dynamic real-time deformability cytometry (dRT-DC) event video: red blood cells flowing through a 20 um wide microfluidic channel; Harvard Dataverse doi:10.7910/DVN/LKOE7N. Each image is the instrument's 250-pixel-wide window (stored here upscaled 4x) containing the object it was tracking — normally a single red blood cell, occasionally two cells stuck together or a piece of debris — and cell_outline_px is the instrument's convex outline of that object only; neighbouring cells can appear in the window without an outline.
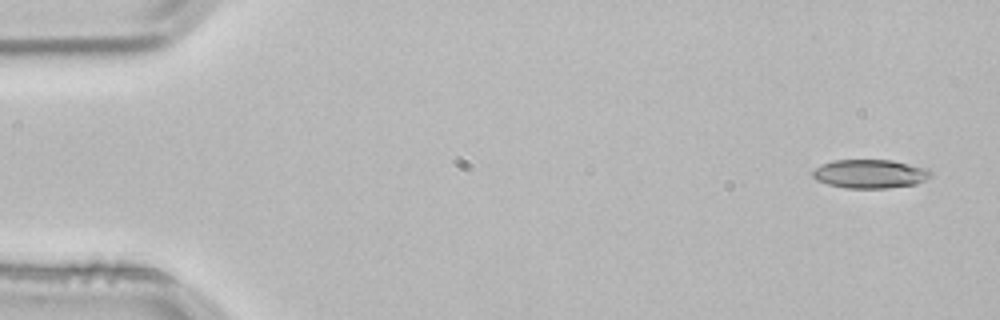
{"species": "common noctule bat (a hibernating species)", "species_latin": "Nyctalus noctula", "temperature_condition": "room temperature", "stored_images_in_passage": 3, "camera_frame_rate_fps": 3000, "um_per_image_px": 0.085, "animal": {"sex": "male", "body_mass_g": 21.5, "forearm_length_mm": 52.0}, "frame": {"image": 1, "passage_image": 1, "time_ms": 0.0, "image_size_px": [1000, 320], "cell_outline_px": [[932, 176], [916, 184], [888, 188], [848, 188], [828, 184], [816, 180], [812, 176], [812, 172], [820, 164], [832, 160], [892, 160], [928, 168], [932, 172]], "centroid_in_image_um": [73.96, 14.77], "position_along_channel_um": 11.0, "area_um2": 19.88}}